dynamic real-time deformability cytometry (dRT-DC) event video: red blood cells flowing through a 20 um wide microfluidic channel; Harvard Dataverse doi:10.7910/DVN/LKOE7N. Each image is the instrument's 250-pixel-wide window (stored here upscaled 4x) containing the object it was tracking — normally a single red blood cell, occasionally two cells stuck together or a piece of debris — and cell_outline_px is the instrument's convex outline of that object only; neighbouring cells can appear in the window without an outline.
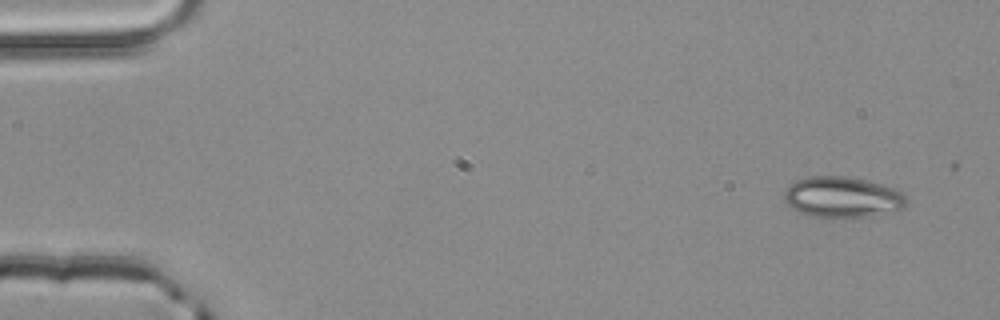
{"species": "common noctule bat (a hibernating species)", "species_latin": "Nyctalus noctula", "temperature_condition": "room temperature", "stored_images_in_passage": 4, "camera_frame_rate_fps": 3000, "um_per_image_px": 0.085, "animal": {"sex": "male", "body_mass_g": 20.4}, "frame": {"image": 1, "passage_image": 1, "time_ms": 0.0, "image_size_px": [1000, 320], "cell_outline_px": [[908, 204], [904, 208], [872, 216], [832, 220], [812, 216], [800, 212], [792, 208], [784, 200], [784, 192], [788, 184], [796, 180], [808, 176], [844, 176], [868, 180], [884, 184], [896, 188], [904, 192], [908, 200]], "centroid_in_image_um": [71.63, 16.77], "position_along_channel_um": 13.4, "area_um2": 30.11}}